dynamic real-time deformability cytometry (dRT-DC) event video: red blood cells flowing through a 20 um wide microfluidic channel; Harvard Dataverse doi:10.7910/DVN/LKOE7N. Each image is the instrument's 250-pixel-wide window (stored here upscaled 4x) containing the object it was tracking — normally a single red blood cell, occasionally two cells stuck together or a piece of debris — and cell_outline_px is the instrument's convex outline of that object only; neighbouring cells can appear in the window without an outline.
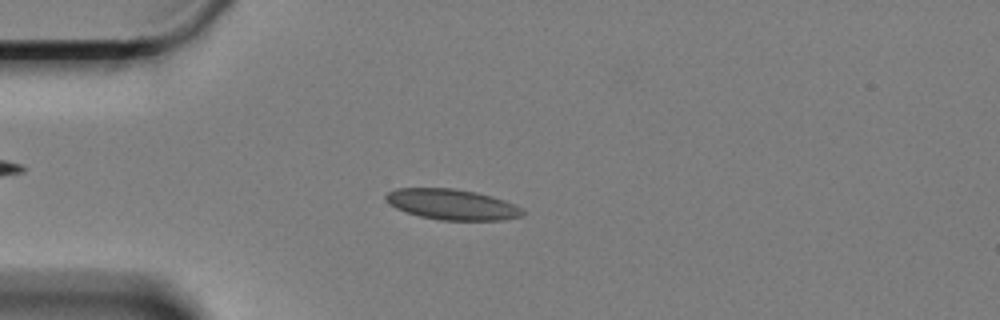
{"species": "Egyptian fruit bat (a non-hibernating species)", "species_latin": "Rousettus aegyptiacus", "temperature_condition": "cold", "stored_images_in_passage": 61, "camera_frame_rate_fps": 3000, "um_per_image_px": 0.085, "animal": {"sex": "female"}, "frame": {"image": 1, "passage_image": 16, "time_ms": 5.0, "image_size_px": [1000, 320], "cell_outline_px": [[524, 216], [500, 220], [440, 220], [420, 216], [396, 208], [388, 204], [384, 200], [384, 196], [388, 192], [396, 188], [456, 188], [476, 192], [492, 196], [516, 204], [524, 208]], "centroid_in_image_um": [38.44, 17.37], "position_along_channel_um": 46.6, "area_um2": 24.62}}
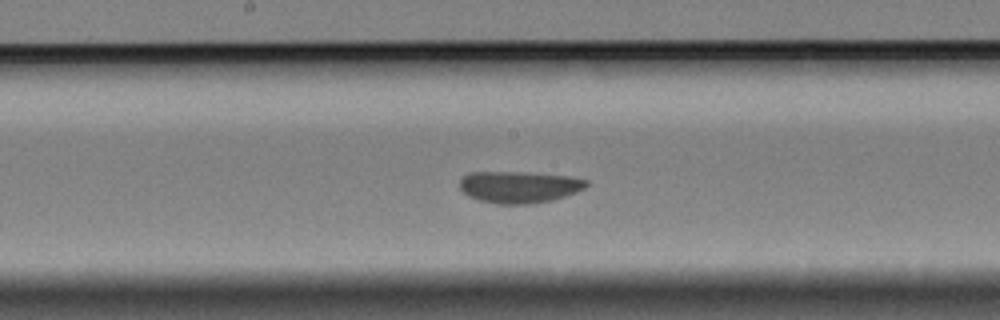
{"frame": {"image": 2, "passage_image": 32, "time_ms": 10.333, "image_size_px": [1000, 320], "cell_outline_px": [[588, 184], [584, 188], [576, 192], [552, 200], [528, 204], [496, 204], [480, 200], [468, 196], [460, 188], [460, 180], [468, 172], [516, 172], [568, 176], [588, 180]], "centroid_in_image_um": [44.1, 15.89], "position_along_channel_um": 204.1, "area_um2": 23.24}}
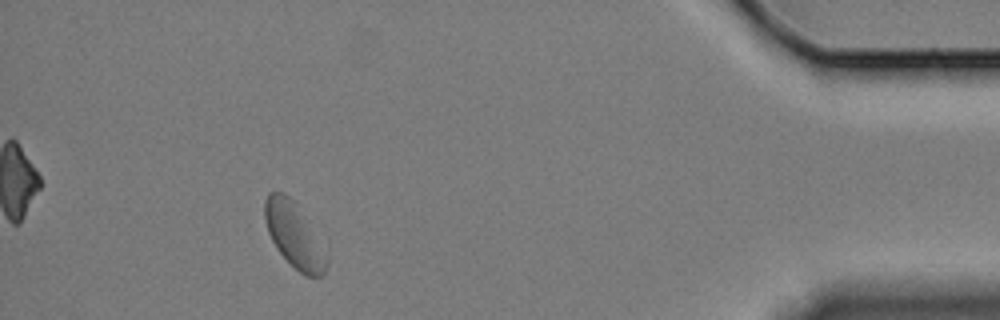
{"frame": {"image": 3, "passage_image": 56, "time_ms": 18.333, "image_size_px": [1000, 320], "cell_outline_px": [[328, 268], [320, 276], [304, 276], [276, 248], [268, 232], [264, 216], [264, 200], [268, 192], [284, 192], [296, 204], [328, 256]], "centroid_in_image_um": [24.98, 19.99], "position_along_channel_um": 410.2, "area_um2": 22.77}, "authors_computed_cell_mechanics": {"area_um2": 23.6402, "velocity_mm_per_s": 3.2466, "shape_relaxation_time_tau1_ms": 7.1661, "shape_relaxation_time_tau2_ms": null, "deformation_change_tau1": 0.0988, "deformation_change_tau2": null}}